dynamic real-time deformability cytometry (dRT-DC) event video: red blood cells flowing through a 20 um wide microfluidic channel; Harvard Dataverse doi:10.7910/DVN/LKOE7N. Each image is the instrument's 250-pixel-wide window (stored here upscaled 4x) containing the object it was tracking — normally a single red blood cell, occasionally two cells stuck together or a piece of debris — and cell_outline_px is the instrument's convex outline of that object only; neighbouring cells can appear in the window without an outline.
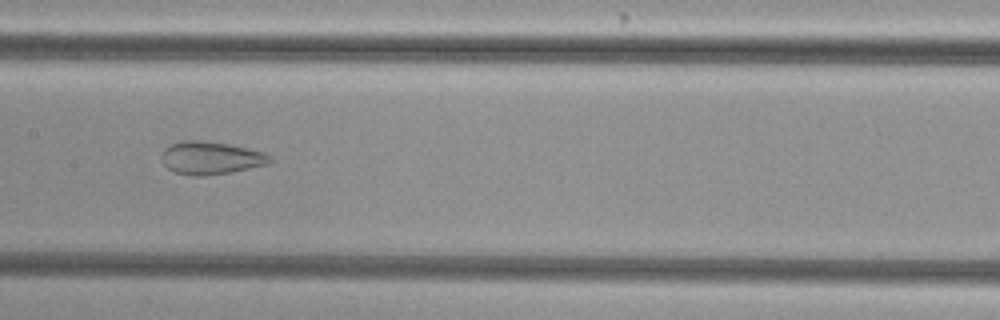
{"species": "common noctule bat (a hibernating species)", "species_latin": "Nyctalus noctula", "temperature_condition": "cold", "stored_images_in_passage": 54, "camera_frame_rate_fps": 3000, "um_per_image_px": 0.085, "animal": {"sex": "female", "body_mass_g": 29.2, "forearm_length_mm": 56.3}, "frame": {"image": 1, "passage_image": 28, "time_ms": 9.0, "image_size_px": [1000, 320], "cell_outline_px": [[272, 160], [268, 164], [228, 172], [204, 176], [192, 176], [176, 172], [168, 168], [160, 160], [160, 156], [164, 148], [180, 140], [200, 140], [228, 144], [264, 152], [272, 156]], "centroid_in_image_um": [17.88, 13.41], "position_along_channel_um": 189.5, "area_um2": 20.69}}
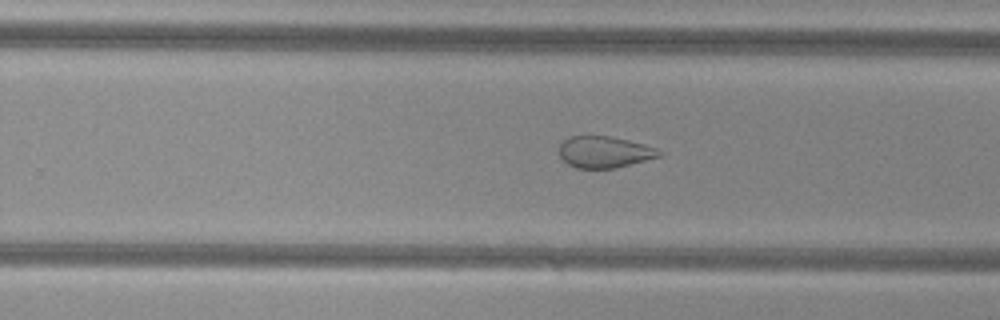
{"frame": {"image": 2, "passage_image": 35, "time_ms": 11.333, "image_size_px": [1000, 320], "cell_outline_px": [[664, 152], [660, 156], [616, 168], [576, 168], [568, 164], [560, 156], [560, 144], [568, 136], [608, 136], [628, 140], [644, 144], [656, 148]], "centroid_in_image_um": [51.38, 12.92], "position_along_channel_um": 278.4, "area_um2": 18.26}}
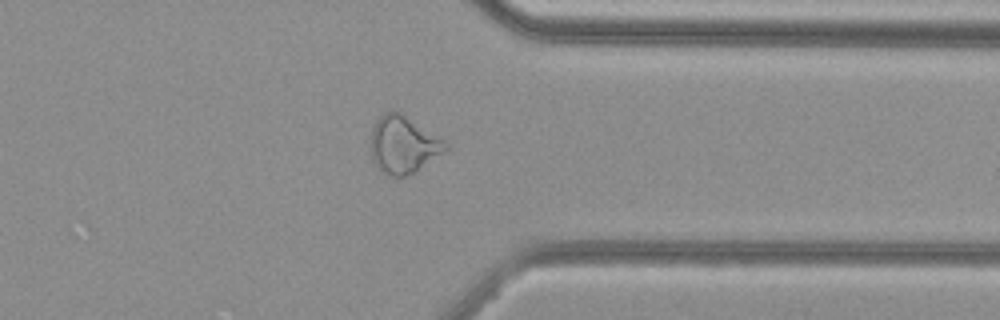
{"frame": {"image": 3, "passage_image": 43, "time_ms": 14.0, "image_size_px": [1000, 320], "cell_outline_px": [[448, 148], [412, 172], [404, 176], [388, 176], [372, 160], [372, 128], [376, 120], [384, 112], [400, 112], [444, 140], [448, 144]], "centroid_in_image_um": [34.25, 12.27], "position_along_channel_um": 377.1, "area_um2": 24.04}}